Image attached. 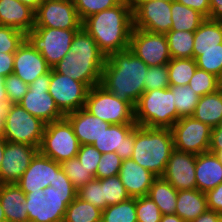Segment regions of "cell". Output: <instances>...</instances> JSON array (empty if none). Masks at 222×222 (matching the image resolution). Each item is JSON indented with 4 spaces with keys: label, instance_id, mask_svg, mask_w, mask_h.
I'll use <instances>...</instances> for the list:
<instances>
[{
    "label": "cell",
    "instance_id": "obj_46",
    "mask_svg": "<svg viewBox=\"0 0 222 222\" xmlns=\"http://www.w3.org/2000/svg\"><path fill=\"white\" fill-rule=\"evenodd\" d=\"M170 87L167 65L148 67L144 80V91Z\"/></svg>",
    "mask_w": 222,
    "mask_h": 222
},
{
    "label": "cell",
    "instance_id": "obj_41",
    "mask_svg": "<svg viewBox=\"0 0 222 222\" xmlns=\"http://www.w3.org/2000/svg\"><path fill=\"white\" fill-rule=\"evenodd\" d=\"M197 68L222 76V49L199 50V56L195 59Z\"/></svg>",
    "mask_w": 222,
    "mask_h": 222
},
{
    "label": "cell",
    "instance_id": "obj_39",
    "mask_svg": "<svg viewBox=\"0 0 222 222\" xmlns=\"http://www.w3.org/2000/svg\"><path fill=\"white\" fill-rule=\"evenodd\" d=\"M131 198L119 176L103 179V202L106 206L115 205Z\"/></svg>",
    "mask_w": 222,
    "mask_h": 222
},
{
    "label": "cell",
    "instance_id": "obj_12",
    "mask_svg": "<svg viewBox=\"0 0 222 222\" xmlns=\"http://www.w3.org/2000/svg\"><path fill=\"white\" fill-rule=\"evenodd\" d=\"M133 28L166 34L171 30V2L132 0Z\"/></svg>",
    "mask_w": 222,
    "mask_h": 222
},
{
    "label": "cell",
    "instance_id": "obj_17",
    "mask_svg": "<svg viewBox=\"0 0 222 222\" xmlns=\"http://www.w3.org/2000/svg\"><path fill=\"white\" fill-rule=\"evenodd\" d=\"M60 168V163L38 152L16 184L25 194L44 190L53 186Z\"/></svg>",
    "mask_w": 222,
    "mask_h": 222
},
{
    "label": "cell",
    "instance_id": "obj_7",
    "mask_svg": "<svg viewBox=\"0 0 222 222\" xmlns=\"http://www.w3.org/2000/svg\"><path fill=\"white\" fill-rule=\"evenodd\" d=\"M80 143L74 134L70 122L63 118L45 125L39 152L61 163L75 158L79 152Z\"/></svg>",
    "mask_w": 222,
    "mask_h": 222
},
{
    "label": "cell",
    "instance_id": "obj_29",
    "mask_svg": "<svg viewBox=\"0 0 222 222\" xmlns=\"http://www.w3.org/2000/svg\"><path fill=\"white\" fill-rule=\"evenodd\" d=\"M195 119L214 128L222 122V87L199 98L194 114Z\"/></svg>",
    "mask_w": 222,
    "mask_h": 222
},
{
    "label": "cell",
    "instance_id": "obj_55",
    "mask_svg": "<svg viewBox=\"0 0 222 222\" xmlns=\"http://www.w3.org/2000/svg\"><path fill=\"white\" fill-rule=\"evenodd\" d=\"M11 104L12 103H10L9 101H0V138H4L5 117L9 112Z\"/></svg>",
    "mask_w": 222,
    "mask_h": 222
},
{
    "label": "cell",
    "instance_id": "obj_40",
    "mask_svg": "<svg viewBox=\"0 0 222 222\" xmlns=\"http://www.w3.org/2000/svg\"><path fill=\"white\" fill-rule=\"evenodd\" d=\"M60 165L63 172L77 190L94 179L87 169L79 162L77 157L65 160L61 162Z\"/></svg>",
    "mask_w": 222,
    "mask_h": 222
},
{
    "label": "cell",
    "instance_id": "obj_3",
    "mask_svg": "<svg viewBox=\"0 0 222 222\" xmlns=\"http://www.w3.org/2000/svg\"><path fill=\"white\" fill-rule=\"evenodd\" d=\"M105 61L106 56L96 41L81 27L73 38L70 52L53 69L91 88L100 84Z\"/></svg>",
    "mask_w": 222,
    "mask_h": 222
},
{
    "label": "cell",
    "instance_id": "obj_38",
    "mask_svg": "<svg viewBox=\"0 0 222 222\" xmlns=\"http://www.w3.org/2000/svg\"><path fill=\"white\" fill-rule=\"evenodd\" d=\"M188 85L200 97L213 93L222 87L220 79L216 75L199 68L195 70Z\"/></svg>",
    "mask_w": 222,
    "mask_h": 222
},
{
    "label": "cell",
    "instance_id": "obj_54",
    "mask_svg": "<svg viewBox=\"0 0 222 222\" xmlns=\"http://www.w3.org/2000/svg\"><path fill=\"white\" fill-rule=\"evenodd\" d=\"M210 13L207 19L222 22V0H209Z\"/></svg>",
    "mask_w": 222,
    "mask_h": 222
},
{
    "label": "cell",
    "instance_id": "obj_15",
    "mask_svg": "<svg viewBox=\"0 0 222 222\" xmlns=\"http://www.w3.org/2000/svg\"><path fill=\"white\" fill-rule=\"evenodd\" d=\"M53 29H80V20L73 0L44 1L35 11V26Z\"/></svg>",
    "mask_w": 222,
    "mask_h": 222
},
{
    "label": "cell",
    "instance_id": "obj_36",
    "mask_svg": "<svg viewBox=\"0 0 222 222\" xmlns=\"http://www.w3.org/2000/svg\"><path fill=\"white\" fill-rule=\"evenodd\" d=\"M170 86L188 85L197 69L194 58L177 59L172 58L167 64Z\"/></svg>",
    "mask_w": 222,
    "mask_h": 222
},
{
    "label": "cell",
    "instance_id": "obj_18",
    "mask_svg": "<svg viewBox=\"0 0 222 222\" xmlns=\"http://www.w3.org/2000/svg\"><path fill=\"white\" fill-rule=\"evenodd\" d=\"M137 124H111L93 146L102 154L115 152L121 159L132 158Z\"/></svg>",
    "mask_w": 222,
    "mask_h": 222
},
{
    "label": "cell",
    "instance_id": "obj_59",
    "mask_svg": "<svg viewBox=\"0 0 222 222\" xmlns=\"http://www.w3.org/2000/svg\"><path fill=\"white\" fill-rule=\"evenodd\" d=\"M0 101H8L4 87V78L2 76H0Z\"/></svg>",
    "mask_w": 222,
    "mask_h": 222
},
{
    "label": "cell",
    "instance_id": "obj_10",
    "mask_svg": "<svg viewBox=\"0 0 222 222\" xmlns=\"http://www.w3.org/2000/svg\"><path fill=\"white\" fill-rule=\"evenodd\" d=\"M50 77L51 70L29 84L27 93L18 103L28 113L40 118L46 124L65 118V115L58 109L53 97L48 93Z\"/></svg>",
    "mask_w": 222,
    "mask_h": 222
},
{
    "label": "cell",
    "instance_id": "obj_30",
    "mask_svg": "<svg viewBox=\"0 0 222 222\" xmlns=\"http://www.w3.org/2000/svg\"><path fill=\"white\" fill-rule=\"evenodd\" d=\"M178 190L163 177H156L148 195L163 215L175 214Z\"/></svg>",
    "mask_w": 222,
    "mask_h": 222
},
{
    "label": "cell",
    "instance_id": "obj_26",
    "mask_svg": "<svg viewBox=\"0 0 222 222\" xmlns=\"http://www.w3.org/2000/svg\"><path fill=\"white\" fill-rule=\"evenodd\" d=\"M25 193L16 183L0 184V204L6 222H29Z\"/></svg>",
    "mask_w": 222,
    "mask_h": 222
},
{
    "label": "cell",
    "instance_id": "obj_33",
    "mask_svg": "<svg viewBox=\"0 0 222 222\" xmlns=\"http://www.w3.org/2000/svg\"><path fill=\"white\" fill-rule=\"evenodd\" d=\"M63 222H102V210L77 196L67 206Z\"/></svg>",
    "mask_w": 222,
    "mask_h": 222
},
{
    "label": "cell",
    "instance_id": "obj_16",
    "mask_svg": "<svg viewBox=\"0 0 222 222\" xmlns=\"http://www.w3.org/2000/svg\"><path fill=\"white\" fill-rule=\"evenodd\" d=\"M38 152L39 148L28 144L6 142L0 166V184L16 183Z\"/></svg>",
    "mask_w": 222,
    "mask_h": 222
},
{
    "label": "cell",
    "instance_id": "obj_24",
    "mask_svg": "<svg viewBox=\"0 0 222 222\" xmlns=\"http://www.w3.org/2000/svg\"><path fill=\"white\" fill-rule=\"evenodd\" d=\"M0 25L27 34L35 26V11L18 0H0Z\"/></svg>",
    "mask_w": 222,
    "mask_h": 222
},
{
    "label": "cell",
    "instance_id": "obj_14",
    "mask_svg": "<svg viewBox=\"0 0 222 222\" xmlns=\"http://www.w3.org/2000/svg\"><path fill=\"white\" fill-rule=\"evenodd\" d=\"M89 89L85 83L57 73L51 68L48 93L64 115L84 108Z\"/></svg>",
    "mask_w": 222,
    "mask_h": 222
},
{
    "label": "cell",
    "instance_id": "obj_28",
    "mask_svg": "<svg viewBox=\"0 0 222 222\" xmlns=\"http://www.w3.org/2000/svg\"><path fill=\"white\" fill-rule=\"evenodd\" d=\"M193 58L199 50L222 49V22L205 19L194 32Z\"/></svg>",
    "mask_w": 222,
    "mask_h": 222
},
{
    "label": "cell",
    "instance_id": "obj_64",
    "mask_svg": "<svg viewBox=\"0 0 222 222\" xmlns=\"http://www.w3.org/2000/svg\"><path fill=\"white\" fill-rule=\"evenodd\" d=\"M46 1H51V0H46ZM53 1H55V0H53ZM56 1H68V0H56Z\"/></svg>",
    "mask_w": 222,
    "mask_h": 222
},
{
    "label": "cell",
    "instance_id": "obj_23",
    "mask_svg": "<svg viewBox=\"0 0 222 222\" xmlns=\"http://www.w3.org/2000/svg\"><path fill=\"white\" fill-rule=\"evenodd\" d=\"M65 118L73 127L80 145L93 144L111 124L93 116L84 108L68 113Z\"/></svg>",
    "mask_w": 222,
    "mask_h": 222
},
{
    "label": "cell",
    "instance_id": "obj_21",
    "mask_svg": "<svg viewBox=\"0 0 222 222\" xmlns=\"http://www.w3.org/2000/svg\"><path fill=\"white\" fill-rule=\"evenodd\" d=\"M29 222H63L70 203H54L46 200L43 190L25 194Z\"/></svg>",
    "mask_w": 222,
    "mask_h": 222
},
{
    "label": "cell",
    "instance_id": "obj_63",
    "mask_svg": "<svg viewBox=\"0 0 222 222\" xmlns=\"http://www.w3.org/2000/svg\"><path fill=\"white\" fill-rule=\"evenodd\" d=\"M218 222H222V215L219 217Z\"/></svg>",
    "mask_w": 222,
    "mask_h": 222
},
{
    "label": "cell",
    "instance_id": "obj_20",
    "mask_svg": "<svg viewBox=\"0 0 222 222\" xmlns=\"http://www.w3.org/2000/svg\"><path fill=\"white\" fill-rule=\"evenodd\" d=\"M51 67L43 56L25 40L14 55L13 74L23 82L31 84L39 76L48 73Z\"/></svg>",
    "mask_w": 222,
    "mask_h": 222
},
{
    "label": "cell",
    "instance_id": "obj_53",
    "mask_svg": "<svg viewBox=\"0 0 222 222\" xmlns=\"http://www.w3.org/2000/svg\"><path fill=\"white\" fill-rule=\"evenodd\" d=\"M222 150V125L211 129L209 152L217 154Z\"/></svg>",
    "mask_w": 222,
    "mask_h": 222
},
{
    "label": "cell",
    "instance_id": "obj_42",
    "mask_svg": "<svg viewBox=\"0 0 222 222\" xmlns=\"http://www.w3.org/2000/svg\"><path fill=\"white\" fill-rule=\"evenodd\" d=\"M80 20L83 22L90 17L105 9L118 5L122 0H73Z\"/></svg>",
    "mask_w": 222,
    "mask_h": 222
},
{
    "label": "cell",
    "instance_id": "obj_49",
    "mask_svg": "<svg viewBox=\"0 0 222 222\" xmlns=\"http://www.w3.org/2000/svg\"><path fill=\"white\" fill-rule=\"evenodd\" d=\"M101 156L102 153H100L92 144L80 145L79 152L76 155L79 162L94 178H96V170Z\"/></svg>",
    "mask_w": 222,
    "mask_h": 222
},
{
    "label": "cell",
    "instance_id": "obj_56",
    "mask_svg": "<svg viewBox=\"0 0 222 222\" xmlns=\"http://www.w3.org/2000/svg\"><path fill=\"white\" fill-rule=\"evenodd\" d=\"M221 214L214 212L213 210L207 209L203 214L199 215L196 219L191 222H218Z\"/></svg>",
    "mask_w": 222,
    "mask_h": 222
},
{
    "label": "cell",
    "instance_id": "obj_51",
    "mask_svg": "<svg viewBox=\"0 0 222 222\" xmlns=\"http://www.w3.org/2000/svg\"><path fill=\"white\" fill-rule=\"evenodd\" d=\"M176 1L198 11L205 18H208V15L210 13L209 0H176Z\"/></svg>",
    "mask_w": 222,
    "mask_h": 222
},
{
    "label": "cell",
    "instance_id": "obj_50",
    "mask_svg": "<svg viewBox=\"0 0 222 222\" xmlns=\"http://www.w3.org/2000/svg\"><path fill=\"white\" fill-rule=\"evenodd\" d=\"M205 194L208 209L222 215V183L208 190Z\"/></svg>",
    "mask_w": 222,
    "mask_h": 222
},
{
    "label": "cell",
    "instance_id": "obj_35",
    "mask_svg": "<svg viewBox=\"0 0 222 222\" xmlns=\"http://www.w3.org/2000/svg\"><path fill=\"white\" fill-rule=\"evenodd\" d=\"M169 89L174 94V104L177 109V121L180 118L192 116L200 96L196 94L189 85L170 86Z\"/></svg>",
    "mask_w": 222,
    "mask_h": 222
},
{
    "label": "cell",
    "instance_id": "obj_13",
    "mask_svg": "<svg viewBox=\"0 0 222 222\" xmlns=\"http://www.w3.org/2000/svg\"><path fill=\"white\" fill-rule=\"evenodd\" d=\"M129 50L148 67L167 65L172 59L165 34L132 28Z\"/></svg>",
    "mask_w": 222,
    "mask_h": 222
},
{
    "label": "cell",
    "instance_id": "obj_22",
    "mask_svg": "<svg viewBox=\"0 0 222 222\" xmlns=\"http://www.w3.org/2000/svg\"><path fill=\"white\" fill-rule=\"evenodd\" d=\"M118 176L130 197L133 198L148 195L149 189L156 178L154 174L131 158L122 161Z\"/></svg>",
    "mask_w": 222,
    "mask_h": 222
},
{
    "label": "cell",
    "instance_id": "obj_4",
    "mask_svg": "<svg viewBox=\"0 0 222 222\" xmlns=\"http://www.w3.org/2000/svg\"><path fill=\"white\" fill-rule=\"evenodd\" d=\"M175 150L170 128L135 126L132 160L162 177L171 153Z\"/></svg>",
    "mask_w": 222,
    "mask_h": 222
},
{
    "label": "cell",
    "instance_id": "obj_60",
    "mask_svg": "<svg viewBox=\"0 0 222 222\" xmlns=\"http://www.w3.org/2000/svg\"><path fill=\"white\" fill-rule=\"evenodd\" d=\"M6 140L4 138H0V166L2 163V158H3V154L5 151V144H6Z\"/></svg>",
    "mask_w": 222,
    "mask_h": 222
},
{
    "label": "cell",
    "instance_id": "obj_34",
    "mask_svg": "<svg viewBox=\"0 0 222 222\" xmlns=\"http://www.w3.org/2000/svg\"><path fill=\"white\" fill-rule=\"evenodd\" d=\"M165 35L172 58H193L194 32L169 31Z\"/></svg>",
    "mask_w": 222,
    "mask_h": 222
},
{
    "label": "cell",
    "instance_id": "obj_65",
    "mask_svg": "<svg viewBox=\"0 0 222 222\" xmlns=\"http://www.w3.org/2000/svg\"><path fill=\"white\" fill-rule=\"evenodd\" d=\"M162 1H168V2H172V1H176V0H162Z\"/></svg>",
    "mask_w": 222,
    "mask_h": 222
},
{
    "label": "cell",
    "instance_id": "obj_19",
    "mask_svg": "<svg viewBox=\"0 0 222 222\" xmlns=\"http://www.w3.org/2000/svg\"><path fill=\"white\" fill-rule=\"evenodd\" d=\"M195 165V154L174 150L162 177L178 191L196 189Z\"/></svg>",
    "mask_w": 222,
    "mask_h": 222
},
{
    "label": "cell",
    "instance_id": "obj_25",
    "mask_svg": "<svg viewBox=\"0 0 222 222\" xmlns=\"http://www.w3.org/2000/svg\"><path fill=\"white\" fill-rule=\"evenodd\" d=\"M196 189L206 193L222 183V163L211 152L196 155L195 165Z\"/></svg>",
    "mask_w": 222,
    "mask_h": 222
},
{
    "label": "cell",
    "instance_id": "obj_2",
    "mask_svg": "<svg viewBox=\"0 0 222 222\" xmlns=\"http://www.w3.org/2000/svg\"><path fill=\"white\" fill-rule=\"evenodd\" d=\"M148 66L129 49L106 57L100 85L134 108L144 93Z\"/></svg>",
    "mask_w": 222,
    "mask_h": 222
},
{
    "label": "cell",
    "instance_id": "obj_58",
    "mask_svg": "<svg viewBox=\"0 0 222 222\" xmlns=\"http://www.w3.org/2000/svg\"><path fill=\"white\" fill-rule=\"evenodd\" d=\"M160 222H186L176 214L162 215Z\"/></svg>",
    "mask_w": 222,
    "mask_h": 222
},
{
    "label": "cell",
    "instance_id": "obj_62",
    "mask_svg": "<svg viewBox=\"0 0 222 222\" xmlns=\"http://www.w3.org/2000/svg\"><path fill=\"white\" fill-rule=\"evenodd\" d=\"M216 155L218 156L220 162L222 163V150H220Z\"/></svg>",
    "mask_w": 222,
    "mask_h": 222
},
{
    "label": "cell",
    "instance_id": "obj_37",
    "mask_svg": "<svg viewBox=\"0 0 222 222\" xmlns=\"http://www.w3.org/2000/svg\"><path fill=\"white\" fill-rule=\"evenodd\" d=\"M102 222H137L136 198L106 207L102 211Z\"/></svg>",
    "mask_w": 222,
    "mask_h": 222
},
{
    "label": "cell",
    "instance_id": "obj_27",
    "mask_svg": "<svg viewBox=\"0 0 222 222\" xmlns=\"http://www.w3.org/2000/svg\"><path fill=\"white\" fill-rule=\"evenodd\" d=\"M207 209V198L204 192L198 189L178 191L175 214L184 221L191 222Z\"/></svg>",
    "mask_w": 222,
    "mask_h": 222
},
{
    "label": "cell",
    "instance_id": "obj_52",
    "mask_svg": "<svg viewBox=\"0 0 222 222\" xmlns=\"http://www.w3.org/2000/svg\"><path fill=\"white\" fill-rule=\"evenodd\" d=\"M15 53H0V76L13 74Z\"/></svg>",
    "mask_w": 222,
    "mask_h": 222
},
{
    "label": "cell",
    "instance_id": "obj_47",
    "mask_svg": "<svg viewBox=\"0 0 222 222\" xmlns=\"http://www.w3.org/2000/svg\"><path fill=\"white\" fill-rule=\"evenodd\" d=\"M122 161L123 159L115 152L102 154L96 170V179L117 176L120 173Z\"/></svg>",
    "mask_w": 222,
    "mask_h": 222
},
{
    "label": "cell",
    "instance_id": "obj_32",
    "mask_svg": "<svg viewBox=\"0 0 222 222\" xmlns=\"http://www.w3.org/2000/svg\"><path fill=\"white\" fill-rule=\"evenodd\" d=\"M46 200L54 203H71L77 197V189L60 168L56 172V180L53 186L43 190Z\"/></svg>",
    "mask_w": 222,
    "mask_h": 222
},
{
    "label": "cell",
    "instance_id": "obj_57",
    "mask_svg": "<svg viewBox=\"0 0 222 222\" xmlns=\"http://www.w3.org/2000/svg\"><path fill=\"white\" fill-rule=\"evenodd\" d=\"M18 1L36 11L41 6V4L46 0H18Z\"/></svg>",
    "mask_w": 222,
    "mask_h": 222
},
{
    "label": "cell",
    "instance_id": "obj_9",
    "mask_svg": "<svg viewBox=\"0 0 222 222\" xmlns=\"http://www.w3.org/2000/svg\"><path fill=\"white\" fill-rule=\"evenodd\" d=\"M46 123L28 113L19 104H11L5 117L4 139L39 148Z\"/></svg>",
    "mask_w": 222,
    "mask_h": 222
},
{
    "label": "cell",
    "instance_id": "obj_1",
    "mask_svg": "<svg viewBox=\"0 0 222 222\" xmlns=\"http://www.w3.org/2000/svg\"><path fill=\"white\" fill-rule=\"evenodd\" d=\"M82 27L106 57L129 49L133 28L132 0H122L112 8L87 17L82 22Z\"/></svg>",
    "mask_w": 222,
    "mask_h": 222
},
{
    "label": "cell",
    "instance_id": "obj_31",
    "mask_svg": "<svg viewBox=\"0 0 222 222\" xmlns=\"http://www.w3.org/2000/svg\"><path fill=\"white\" fill-rule=\"evenodd\" d=\"M171 19L172 26L170 31L195 32L206 18L198 11L177 1H172Z\"/></svg>",
    "mask_w": 222,
    "mask_h": 222
},
{
    "label": "cell",
    "instance_id": "obj_6",
    "mask_svg": "<svg viewBox=\"0 0 222 222\" xmlns=\"http://www.w3.org/2000/svg\"><path fill=\"white\" fill-rule=\"evenodd\" d=\"M84 109L110 124H136L135 108L100 84L89 89Z\"/></svg>",
    "mask_w": 222,
    "mask_h": 222
},
{
    "label": "cell",
    "instance_id": "obj_45",
    "mask_svg": "<svg viewBox=\"0 0 222 222\" xmlns=\"http://www.w3.org/2000/svg\"><path fill=\"white\" fill-rule=\"evenodd\" d=\"M162 213L149 196L136 197L137 222H160Z\"/></svg>",
    "mask_w": 222,
    "mask_h": 222
},
{
    "label": "cell",
    "instance_id": "obj_44",
    "mask_svg": "<svg viewBox=\"0 0 222 222\" xmlns=\"http://www.w3.org/2000/svg\"><path fill=\"white\" fill-rule=\"evenodd\" d=\"M77 196L102 211L107 207L103 202V179L94 178L86 185L77 190Z\"/></svg>",
    "mask_w": 222,
    "mask_h": 222
},
{
    "label": "cell",
    "instance_id": "obj_48",
    "mask_svg": "<svg viewBox=\"0 0 222 222\" xmlns=\"http://www.w3.org/2000/svg\"><path fill=\"white\" fill-rule=\"evenodd\" d=\"M4 87L8 101L18 104L29 89V84L23 82L15 74H10L4 78Z\"/></svg>",
    "mask_w": 222,
    "mask_h": 222
},
{
    "label": "cell",
    "instance_id": "obj_8",
    "mask_svg": "<svg viewBox=\"0 0 222 222\" xmlns=\"http://www.w3.org/2000/svg\"><path fill=\"white\" fill-rule=\"evenodd\" d=\"M78 30L34 27L26 34V40L40 52L47 64L54 68L70 52V46Z\"/></svg>",
    "mask_w": 222,
    "mask_h": 222
},
{
    "label": "cell",
    "instance_id": "obj_43",
    "mask_svg": "<svg viewBox=\"0 0 222 222\" xmlns=\"http://www.w3.org/2000/svg\"><path fill=\"white\" fill-rule=\"evenodd\" d=\"M25 40L24 32L0 25V53H15Z\"/></svg>",
    "mask_w": 222,
    "mask_h": 222
},
{
    "label": "cell",
    "instance_id": "obj_11",
    "mask_svg": "<svg viewBox=\"0 0 222 222\" xmlns=\"http://www.w3.org/2000/svg\"><path fill=\"white\" fill-rule=\"evenodd\" d=\"M170 129L175 150L195 155L209 151L212 128L193 116L180 118Z\"/></svg>",
    "mask_w": 222,
    "mask_h": 222
},
{
    "label": "cell",
    "instance_id": "obj_61",
    "mask_svg": "<svg viewBox=\"0 0 222 222\" xmlns=\"http://www.w3.org/2000/svg\"><path fill=\"white\" fill-rule=\"evenodd\" d=\"M0 222H6L5 212L3 208L1 207V204H0Z\"/></svg>",
    "mask_w": 222,
    "mask_h": 222
},
{
    "label": "cell",
    "instance_id": "obj_66",
    "mask_svg": "<svg viewBox=\"0 0 222 222\" xmlns=\"http://www.w3.org/2000/svg\"><path fill=\"white\" fill-rule=\"evenodd\" d=\"M219 79H220V83H221V85H222V76H221Z\"/></svg>",
    "mask_w": 222,
    "mask_h": 222
},
{
    "label": "cell",
    "instance_id": "obj_5",
    "mask_svg": "<svg viewBox=\"0 0 222 222\" xmlns=\"http://www.w3.org/2000/svg\"><path fill=\"white\" fill-rule=\"evenodd\" d=\"M177 122L174 94L168 88L144 91L135 106L138 126L171 128Z\"/></svg>",
    "mask_w": 222,
    "mask_h": 222
}]
</instances>
